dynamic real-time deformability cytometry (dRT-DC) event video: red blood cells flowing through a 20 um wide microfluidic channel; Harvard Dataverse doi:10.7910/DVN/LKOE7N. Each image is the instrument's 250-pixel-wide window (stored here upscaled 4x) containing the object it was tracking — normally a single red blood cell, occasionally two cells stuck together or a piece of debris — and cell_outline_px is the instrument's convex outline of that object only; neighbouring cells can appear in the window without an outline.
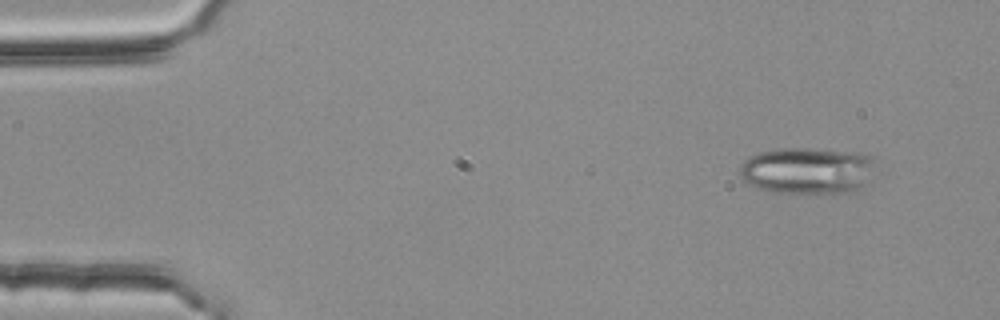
{"species": "common noctule bat (a hibernating species)", "species_latin": "Nyctalus noctula", "temperature_condition": "room temperature", "stored_images_in_passage": 3, "camera_frame_rate_fps": 3000, "um_per_image_px": 0.085, "animal": {"sex": "female", "body_mass_g": 25.1}, "frame": {"image": 1, "passage_image": 1, "time_ms": 0.0, "image_size_px": [1000, 320], "cell_outline_px": [[872, 160], [864, 184], [856, 192], [772, 192], [756, 188], [748, 184], [740, 176], [740, 164], [744, 160], [760, 152], [784, 148], [808, 148], [860, 152], [868, 156]], "centroid_in_image_um": [68.54, 14.49], "position_along_channel_um": 16.5, "area_um2": 36.24}}